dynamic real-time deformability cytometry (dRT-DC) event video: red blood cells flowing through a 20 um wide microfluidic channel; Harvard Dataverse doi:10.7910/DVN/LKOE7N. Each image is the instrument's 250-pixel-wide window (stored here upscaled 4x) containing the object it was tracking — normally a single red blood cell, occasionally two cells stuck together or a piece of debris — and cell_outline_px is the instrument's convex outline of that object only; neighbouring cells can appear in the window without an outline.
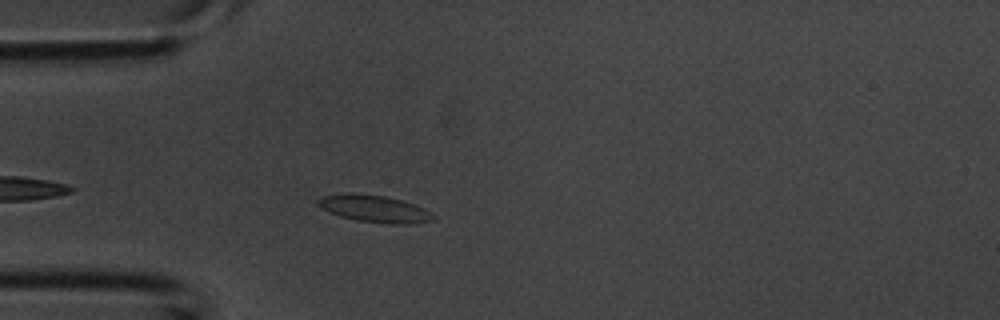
{"species": "common noctule bat (a hibernating species)", "species_latin": "Nyctalus noctula", "temperature_condition": "room temperature", "stored_images_in_passage": 3, "camera_frame_rate_fps": 3000, "um_per_image_px": 0.085, "animal": {"sex": "male", "body_mass_g": 20.1, "forearm_length_mm": 53.5}, "frame": {"image": 1, "passage_image": 3, "time_ms": 0.667, "image_size_px": [1000, 320], "cell_outline_px": [[436, 216], [432, 220], [412, 224], [392, 224], [356, 220], [340, 216], [328, 212], [320, 208], [316, 204], [316, 200], [320, 196], [344, 192], [384, 196], [416, 204], [424, 208]], "centroid_in_image_um": [31.77, 17.73], "position_along_channel_um": 53.2, "area_um2": 18.38}}